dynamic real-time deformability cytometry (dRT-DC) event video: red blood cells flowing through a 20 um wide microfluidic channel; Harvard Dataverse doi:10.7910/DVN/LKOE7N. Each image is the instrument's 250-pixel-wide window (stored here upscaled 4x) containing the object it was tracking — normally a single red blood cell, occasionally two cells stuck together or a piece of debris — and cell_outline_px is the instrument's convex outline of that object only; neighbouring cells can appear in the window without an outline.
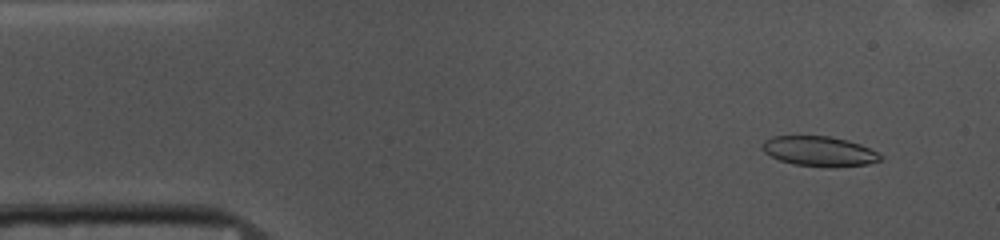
{"species": "common noctule bat (a hibernating species)", "species_latin": "Nyctalus noctula", "temperature_condition": "cold", "stored_images_in_passage": 52, "camera_frame_rate_fps": 3000, "um_per_image_px": 0.085, "animal": {"sex": "female", "body_mass_g": 10.0, "forearm_length_mm": 53.1}, "frame": {"image": 1, "passage_image": 4, "time_ms": 1.0, "image_size_px": [1000, 240], "cell_outline_px": [[884, 156], [880, 160], [868, 164], [832, 168], [828, 168], [796, 164], [780, 160], [764, 152], [760, 148], [760, 144], [764, 140], [772, 136], [832, 136], [848, 140], [860, 144]], "centroid_in_image_um": [69.63, 12.86], "position_along_channel_um": 15.4, "area_um2": 20.81}}
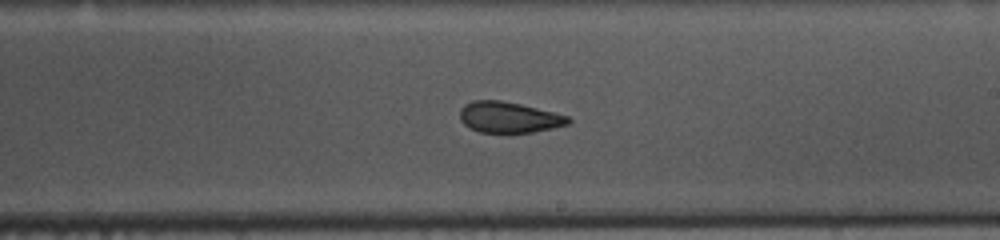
{"frame": {"image": 2, "passage_image": 29, "time_ms": 9.333, "image_size_px": [1000, 240], "cell_outline_px": [[572, 120], [568, 124], [552, 128], [532, 132], [480, 132], [468, 128], [460, 120], [460, 108], [464, 104], [472, 100], [500, 100], [520, 104], [568, 116]], "centroid_in_image_um": [43.21, 9.96], "position_along_channel_um": 245.8, "area_um2": 19.42}}
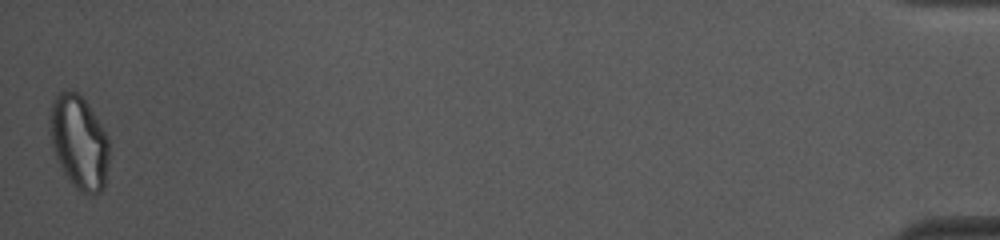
{"frame": {"image": 3, "passage_image": 52, "time_ms": 17.0, "image_size_px": [1000, 240], "cell_outline_px": [[108, 164], [104, 188], [96, 196], [88, 196], [80, 192], [72, 184], [64, 172], [56, 156], [48, 132], [48, 116], [52, 100], [64, 88], [76, 92], [88, 104], [96, 116], [108, 140]], "centroid_in_image_um": [6.69, 12.09], "position_along_channel_um": 428.5, "area_um2": 32.66}, "authors_computed_cell_mechanics": {"area_um2": 20.8947, "velocity_mm_per_s": 3.7069, "shape_relaxation_time_tau1_ms": null, "shape_relaxation_time_tau2_ms": 3.2275, "deformation_change_tau1": null, "deformation_change_tau2": 0.0863}}